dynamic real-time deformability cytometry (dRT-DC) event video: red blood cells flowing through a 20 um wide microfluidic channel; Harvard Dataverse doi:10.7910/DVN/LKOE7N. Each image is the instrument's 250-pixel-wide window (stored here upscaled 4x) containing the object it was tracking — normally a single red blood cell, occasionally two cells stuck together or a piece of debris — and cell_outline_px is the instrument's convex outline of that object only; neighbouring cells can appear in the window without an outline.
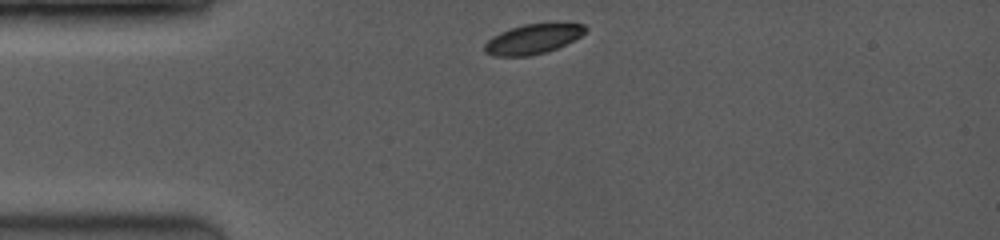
{"species": "common noctule bat (a hibernating species)", "species_latin": "Nyctalus noctula", "temperature_condition": "room temperature", "stored_images_in_passage": 7, "camera_frame_rate_fps": 3500, "um_per_image_px": 0.085, "animal": {"sex": "female", "body_mass_g": 19.0, "forearm_length_mm": 53.3}, "frame": {"image": 1, "passage_image": 1, "time_ms": 0.0, "image_size_px": [1000, 240], "cell_outline_px": [[588, 28], [580, 36], [556, 48], [544, 52], [528, 56], [496, 56], [484, 52], [484, 44], [492, 36], [500, 32], [524, 24], [584, 24]], "centroid_in_image_um": [45.24, 3.32], "position_along_channel_um": 39.8, "area_um2": 17.05}}
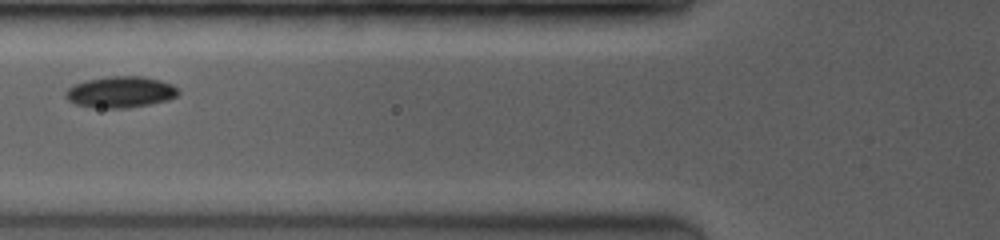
{"frame": {"image": 2, "passage_image": 6, "time_ms": 2.571, "image_size_px": [1000, 240], "cell_outline_px": [[180, 92], [176, 96], [168, 100], [148, 104], [124, 108], [92, 108], [76, 104], [68, 100], [64, 96], [64, 92], [68, 88], [76, 84], [88, 80], [108, 76], [144, 76], [160, 80], [172, 84]], "centroid_in_image_um": [10.23, 7.82], "position_along_channel_um": 115.6, "area_um2": 20.52}}